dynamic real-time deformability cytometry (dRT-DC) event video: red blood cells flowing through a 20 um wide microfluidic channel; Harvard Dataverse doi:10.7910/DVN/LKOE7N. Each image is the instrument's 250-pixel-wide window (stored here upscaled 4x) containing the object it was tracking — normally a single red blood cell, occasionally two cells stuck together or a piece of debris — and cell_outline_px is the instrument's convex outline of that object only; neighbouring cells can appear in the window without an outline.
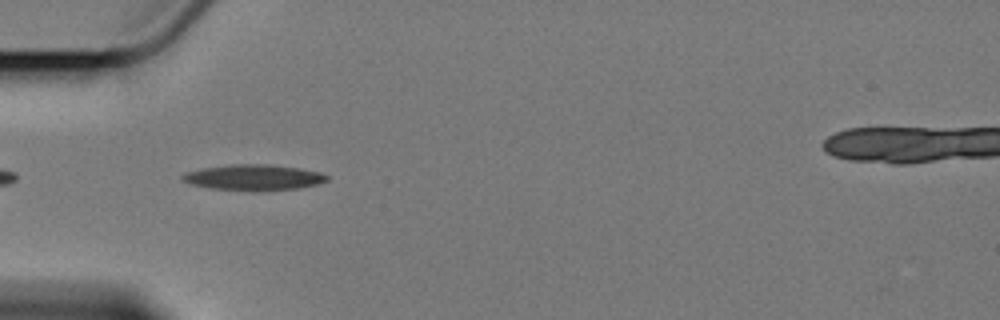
{"species": "Egyptian fruit bat (a non-hibernating species)", "species_latin": "Rousettus aegyptiacus", "temperature_condition": "cold", "stored_images_in_passage": 9, "camera_frame_rate_fps": 3000, "um_per_image_px": 0.085, "animal": {"sex": "female"}, "frame": {"image": 1, "passage_image": 7, "time_ms": 8.0, "image_size_px": [1000, 320], "cell_outline_px": [[328, 180], [316, 184], [296, 188], [256, 192], [252, 192], [208, 188], [192, 184], [180, 180], [180, 176], [184, 172], [204, 168], [236, 164], [268, 164], [300, 168], [320, 172], [328, 176]], "centroid_in_image_um": [21.52, 15.09], "position_along_channel_um": 63.5, "area_um2": 21.91}}
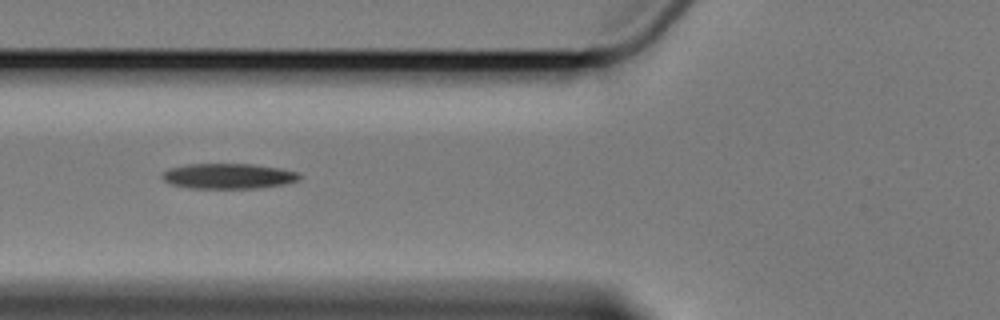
{"frame": {"image": 2, "passage_image": 8, "time_ms": 9.333, "image_size_px": [1000, 320], "cell_outline_px": [[300, 180], [284, 184], [260, 188], [192, 188], [172, 184], [164, 180], [160, 176], [168, 168], [188, 164], [252, 164], [280, 168], [300, 172]], "centroid_in_image_um": [19.44, 14.96], "position_along_channel_um": 106.4, "area_um2": 20.29}}
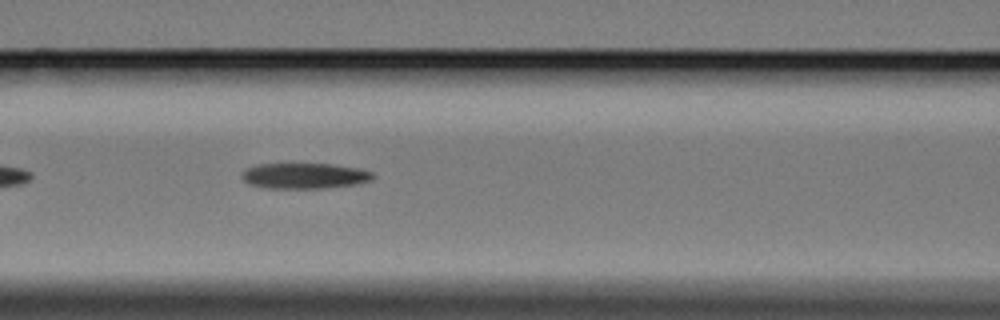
{"frame": {"image": 3, "passage_image": 9, "time_ms": 10.333, "image_size_px": [1000, 320], "cell_outline_px": [[376, 176], [372, 180], [352, 184], [320, 188], [268, 188], [248, 184], [240, 176], [244, 168], [256, 164], [332, 164], [360, 168], [372, 172]], "centroid_in_image_um": [25.84, 14.93], "position_along_channel_um": 140.8, "area_um2": 19.59}}